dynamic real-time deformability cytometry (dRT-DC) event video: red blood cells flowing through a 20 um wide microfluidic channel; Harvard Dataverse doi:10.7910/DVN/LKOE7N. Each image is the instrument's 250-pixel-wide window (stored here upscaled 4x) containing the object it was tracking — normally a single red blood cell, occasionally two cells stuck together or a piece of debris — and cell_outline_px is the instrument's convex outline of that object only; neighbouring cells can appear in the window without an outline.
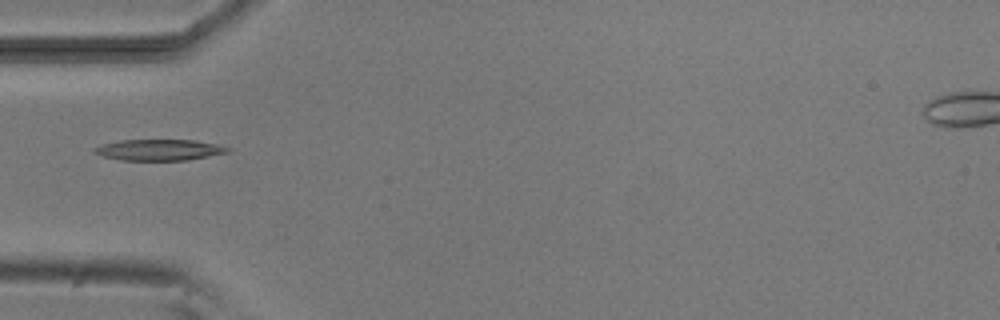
{"species": "common noctule bat (a hibernating species)", "species_latin": "Nyctalus noctula", "temperature_condition": "room temperature", "stored_images_in_passage": 2, "camera_frame_rate_fps": 3000, "um_per_image_px": 0.085, "animal": {"sex": "male", "body_mass_g": 20.5, "forearm_length_mm": 52.5}, "frame": {"image": 1, "passage_image": 1, "time_ms": 0.0, "image_size_px": [1000, 320], "cell_outline_px": [[232, 148], [228, 152], [188, 160], [120, 160], [104, 156], [92, 152], [92, 148], [100, 144], [120, 140], [196, 140], [216, 144]], "centroid_in_image_um": [13.5, 12.73], "position_along_channel_um": 71.5, "area_um2": 16.42}}
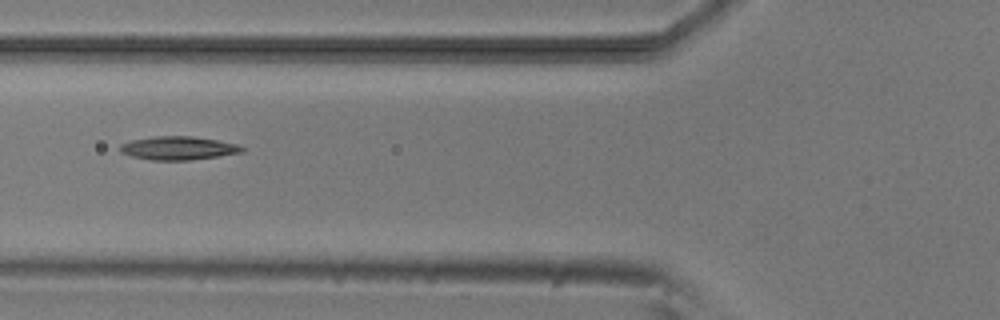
{"frame": {"image": 2, "passage_image": 2, "time_ms": 1.0, "image_size_px": [1000, 320], "cell_outline_px": [[244, 152], [188, 160], [152, 160], [132, 156], [120, 152], [120, 144], [132, 140], [152, 136], [192, 136], [216, 140], [236, 144], [244, 148]], "centroid_in_image_um": [15.12, 12.58], "position_along_channel_um": 110.7, "area_um2": 16.47}}